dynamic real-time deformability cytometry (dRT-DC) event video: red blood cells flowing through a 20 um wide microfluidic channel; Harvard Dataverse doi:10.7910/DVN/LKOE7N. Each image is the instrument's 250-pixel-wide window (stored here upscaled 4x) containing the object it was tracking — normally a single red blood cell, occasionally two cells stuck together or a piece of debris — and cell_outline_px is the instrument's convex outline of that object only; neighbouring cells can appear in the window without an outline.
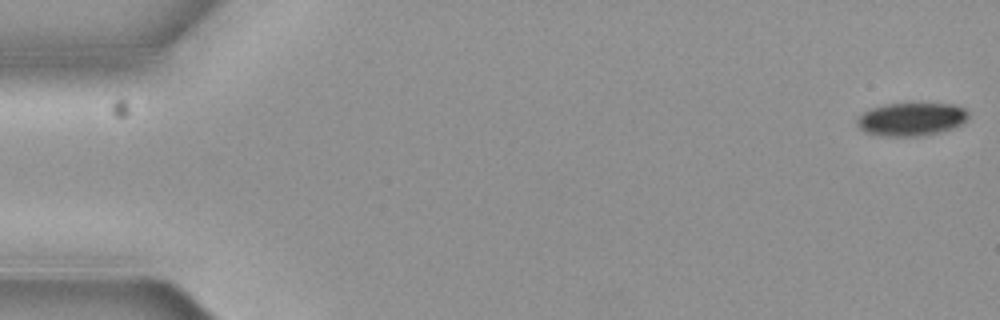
{"species": "common noctule bat (a hibernating species)", "species_latin": "Nyctalus noctula", "temperature_condition": "cold", "stored_images_in_passage": 8, "camera_frame_rate_fps": 3000, "um_per_image_px": 0.085, "animal": {"sex": "female", "body_mass_g": 19.3, "forearm_length_mm": 54.1}, "frame": {"image": 1, "passage_image": 1, "time_ms": 0.0, "image_size_px": [1000, 320], "cell_outline_px": [[968, 116], [960, 124], [952, 128], [940, 132], [924, 136], [888, 136], [868, 132], [860, 128], [856, 124], [856, 116], [868, 108], [884, 104], [956, 104], [964, 108], [968, 112]], "centroid_in_image_um": [77.42, 10.12], "position_along_channel_um": 7.6, "area_um2": 21.5}}
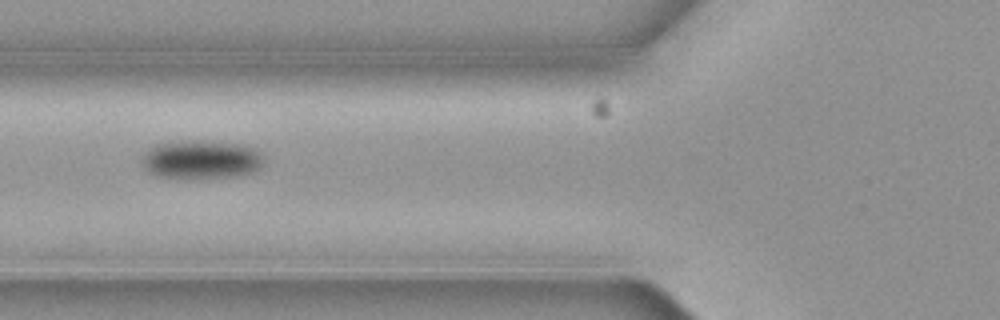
{"frame": {"image": 2, "passage_image": 7, "time_ms": 2.0, "image_size_px": [1000, 320], "cell_outline_px": [[264, 160], [260, 168], [252, 172], [236, 176], [204, 180], [184, 180], [156, 176], [148, 172], [140, 164], [140, 160], [144, 152], [156, 144], [188, 140], [240, 144], [256, 148], [260, 152]], "centroid_in_image_um": [17.06, 13.61], "position_along_channel_um": 108.7, "area_um2": 28.38}}
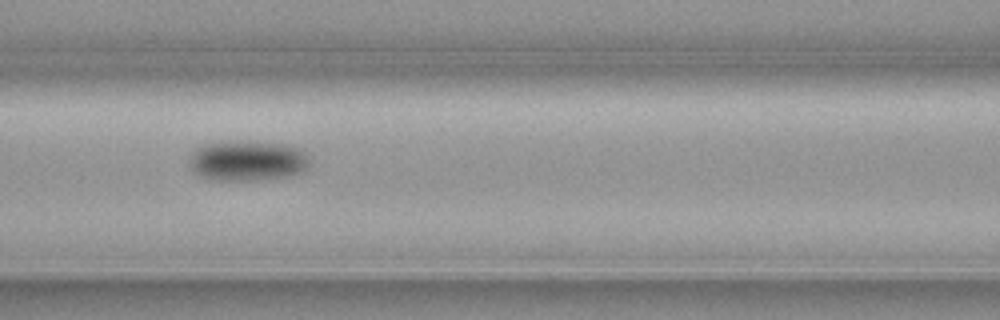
{"frame": {"image": 3, "passage_image": 8, "time_ms": 2.333, "image_size_px": [1000, 320], "cell_outline_px": [[312, 160], [308, 168], [300, 172], [284, 176], [252, 180], [212, 180], [200, 176], [188, 164], [188, 160], [192, 152], [196, 148], [204, 144], [248, 140], [288, 144], [300, 148]], "centroid_in_image_um": [21.05, 13.64], "position_along_channel_um": 145.6, "area_um2": 28.55}}